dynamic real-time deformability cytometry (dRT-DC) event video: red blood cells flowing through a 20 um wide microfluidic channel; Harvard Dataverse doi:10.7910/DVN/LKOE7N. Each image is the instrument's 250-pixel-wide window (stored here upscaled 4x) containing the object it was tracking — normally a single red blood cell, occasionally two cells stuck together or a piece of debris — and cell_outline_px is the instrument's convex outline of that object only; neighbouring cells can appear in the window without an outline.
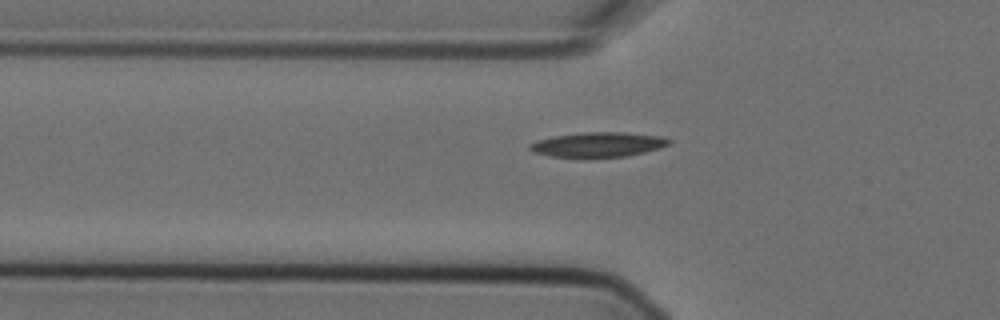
{"species": "Egyptian fruit bat (a non-hibernating species)", "species_latin": "Rousettus aegyptiacus", "temperature_condition": "cold", "stored_images_in_passage": 4, "camera_frame_rate_fps": 3000, "um_per_image_px": 0.085, "animal": {"sex": "female"}, "frame": {"image": 1, "passage_image": 4, "time_ms": 1.0, "image_size_px": [1000, 320], "cell_outline_px": [[672, 140], [668, 144], [660, 148], [644, 152], [624, 156], [588, 160], [584, 160], [552, 156], [532, 152], [528, 148], [528, 144], [536, 140], [556, 136], [584, 132], [624, 132], [660, 136]], "centroid_in_image_um": [50.77, 12.33], "position_along_channel_um": 75.0, "area_um2": 20.75}}